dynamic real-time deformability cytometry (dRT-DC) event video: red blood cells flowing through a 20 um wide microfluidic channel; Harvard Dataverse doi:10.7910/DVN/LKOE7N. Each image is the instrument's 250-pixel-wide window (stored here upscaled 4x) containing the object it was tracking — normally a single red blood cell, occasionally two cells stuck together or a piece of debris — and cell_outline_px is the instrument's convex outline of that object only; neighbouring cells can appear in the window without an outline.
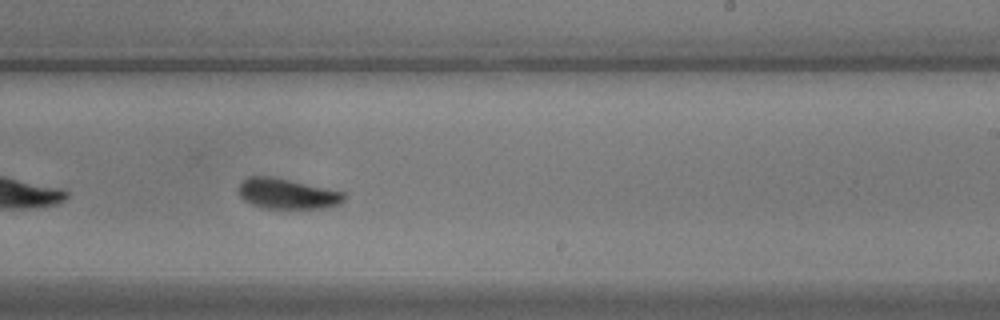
{"species": "common noctule bat (a hibernating species)", "species_latin": "Nyctalus noctula", "temperature_condition": "warm", "stored_images_in_passage": 42, "camera_frame_rate_fps": 3000, "um_per_image_px": 0.085, "animal": {"sex": "male", "body_mass_g": 17.9}, "frame": {"image": 1, "passage_image": 19, "time_ms": 6.0, "image_size_px": [1000, 320], "cell_outline_px": [[348, 196], [340, 204], [324, 208], [264, 208], [252, 204], [244, 200], [240, 196], [240, 184], [248, 176], [272, 176], [328, 188], [344, 192]], "centroid_in_image_um": [24.46, 16.46], "position_along_channel_um": 264.5, "area_um2": 18.67}}
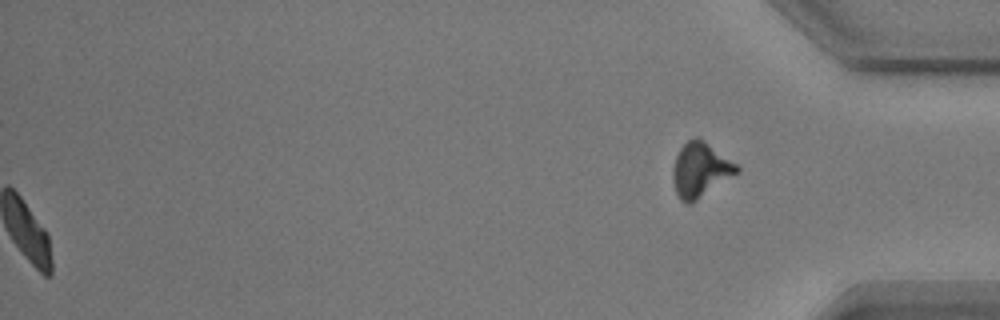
{"frame": {"image": 2, "passage_image": 42, "time_ms": 13.667, "image_size_px": [1000, 320], "cell_outline_px": [[740, 172], [692, 204], [684, 204], [680, 200], [676, 192], [672, 180], [672, 168], [676, 156], [680, 148], [692, 136], [696, 136], [704, 140], [736, 164], [740, 168]], "centroid_in_image_um": [59.51, 14.46], "position_along_channel_um": 375.7, "area_um2": 20.63}, "authors_computed_cell_mechanics": {"area_um2": 18.9873, "velocity_mm_per_s": 3.5254, "shape_relaxation_time_tau1_ms": 2.2981, "shape_relaxation_time_tau2_ms": 2.9217, "deformation_change_tau1": 0.1229, "deformation_change_tau2": 0.0764}}